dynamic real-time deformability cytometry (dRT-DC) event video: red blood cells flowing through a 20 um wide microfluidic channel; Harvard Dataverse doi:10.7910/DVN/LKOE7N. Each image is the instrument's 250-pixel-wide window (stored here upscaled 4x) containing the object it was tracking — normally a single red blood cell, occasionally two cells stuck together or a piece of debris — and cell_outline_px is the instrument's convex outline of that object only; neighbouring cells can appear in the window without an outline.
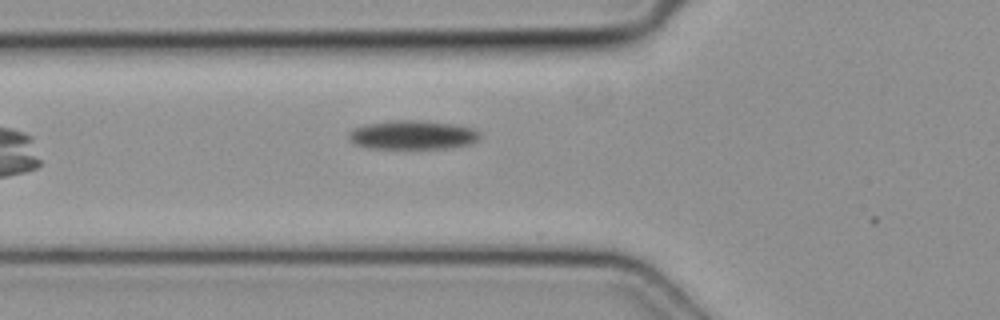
{"species": "common noctule bat (a hibernating species)", "species_latin": "Nyctalus noctula", "temperature_condition": "cold", "stored_images_in_passage": 4, "camera_frame_rate_fps": 3000, "um_per_image_px": 0.085, "animal": {"sex": "female", "body_mass_g": 19.3, "forearm_length_mm": 54.1}, "frame": {"image": 1, "passage_image": 3, "time_ms": 0.667, "image_size_px": [1000, 320], "cell_outline_px": [[480, 136], [476, 140], [468, 144], [452, 148], [368, 148], [356, 144], [348, 136], [348, 132], [352, 128], [368, 124], [392, 120], [416, 120], [452, 124], [476, 128], [480, 132]], "centroid_in_image_um": [35.08, 11.46], "position_along_channel_um": 90.7, "area_um2": 22.02}}